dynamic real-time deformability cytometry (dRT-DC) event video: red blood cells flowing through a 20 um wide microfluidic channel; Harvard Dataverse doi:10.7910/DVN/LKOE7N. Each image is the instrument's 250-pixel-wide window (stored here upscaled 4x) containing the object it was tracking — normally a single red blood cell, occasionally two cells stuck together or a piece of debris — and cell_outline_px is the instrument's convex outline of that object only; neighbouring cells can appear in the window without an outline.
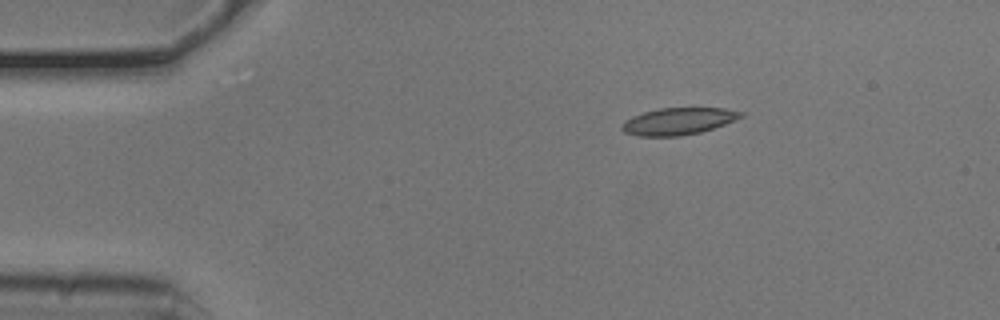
{"species": "common noctule bat (a hibernating species)", "species_latin": "Nyctalus noctula", "temperature_condition": "cold", "stored_images_in_passage": 7, "camera_frame_rate_fps": 3000, "um_per_image_px": 0.085, "animal": {"sex": "male", "body_mass_g": 20.5, "forearm_length_mm": 52.5}, "frame": {"image": 1, "passage_image": 1, "time_ms": 0.0, "image_size_px": [1000, 320], "cell_outline_px": [[744, 116], [724, 124], [700, 132], [680, 136], [636, 136], [624, 132], [620, 128], [620, 124], [624, 120], [632, 116], [644, 112], [660, 108], [724, 108], [744, 112]], "centroid_in_image_um": [57.61, 10.3], "position_along_channel_um": 27.4, "area_um2": 18.73}}